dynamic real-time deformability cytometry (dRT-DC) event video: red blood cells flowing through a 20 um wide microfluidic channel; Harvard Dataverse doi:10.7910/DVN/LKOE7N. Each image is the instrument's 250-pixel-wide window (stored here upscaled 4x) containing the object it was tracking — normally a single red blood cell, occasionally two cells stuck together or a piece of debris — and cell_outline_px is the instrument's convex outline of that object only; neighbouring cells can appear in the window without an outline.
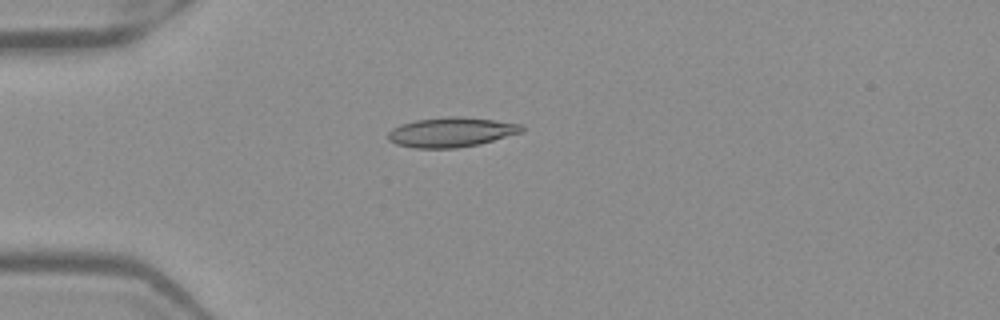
{"species": "Egyptian fruit bat (a non-hibernating species)", "species_latin": "Rousettus aegyptiacus", "temperature_condition": "warm", "stored_images_in_passage": 51, "camera_frame_rate_fps": 3000, "um_per_image_px": 0.085, "frame": {"image": 1, "passage_image": 14, "time_ms": 4.333, "image_size_px": [1000, 320], "cell_outline_px": [[524, 132], [480, 144], [456, 148], [416, 148], [396, 144], [388, 140], [388, 132], [392, 128], [400, 124], [416, 120], [448, 116], [460, 116], [524, 124]], "centroid_in_image_um": [38.38, 11.23], "position_along_channel_um": 46.6, "area_um2": 23.29}}
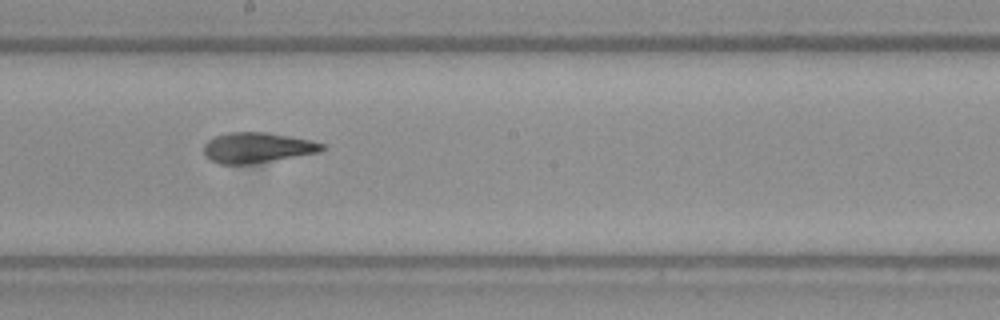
{"frame": {"image": 2, "passage_image": 29, "time_ms": 9.333, "image_size_px": [1000, 320], "cell_outline_px": [[328, 148], [320, 152], [252, 164], [220, 164], [208, 160], [204, 156], [204, 144], [208, 140], [216, 136], [228, 132], [268, 132], [312, 140], [328, 144]], "centroid_in_image_um": [21.9, 12.55], "position_along_channel_um": 226.3, "area_um2": 21.33}}
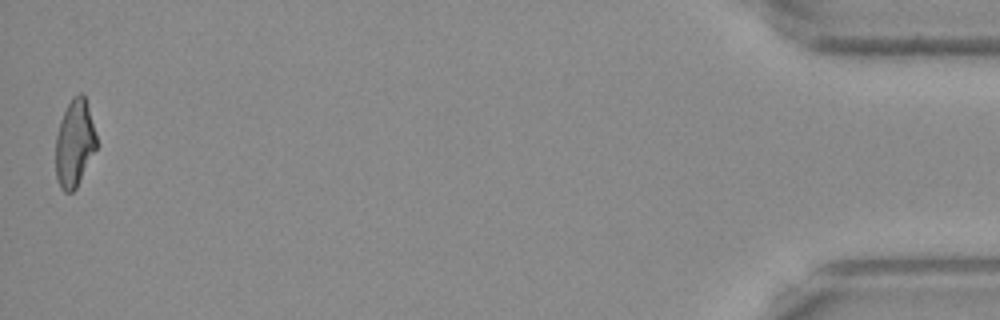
{"frame": {"image": 3, "passage_image": 51, "time_ms": 16.667, "image_size_px": [1000, 320], "cell_outline_px": [[96, 148], [76, 188], [72, 192], [64, 192], [60, 188], [56, 180], [56, 136], [60, 120], [72, 96], [80, 92], [84, 92], [96, 136]], "centroid_in_image_um": [6.32, 12.17], "position_along_channel_um": 428.9, "area_um2": 20.63}, "authors_computed_cell_mechanics": {"area_um2": 21.675, "velocity_mm_per_s": 3.9872, "shape_relaxation_time_tau1_ms": null, "shape_relaxation_time_tau2_ms": 1.7048, "deformation_change_tau1": null, "deformation_change_tau2": 0.0983}}